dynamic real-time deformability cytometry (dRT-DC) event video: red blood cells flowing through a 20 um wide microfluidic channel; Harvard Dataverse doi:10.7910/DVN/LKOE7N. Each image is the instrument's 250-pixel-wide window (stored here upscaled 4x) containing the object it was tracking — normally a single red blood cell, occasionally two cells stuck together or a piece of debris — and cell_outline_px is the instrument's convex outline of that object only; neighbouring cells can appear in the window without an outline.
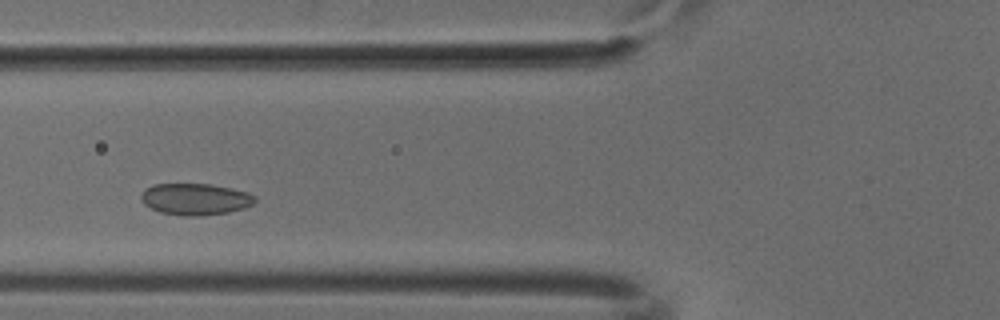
{"species": "common noctule bat (a hibernating species)", "species_latin": "Nyctalus noctula", "temperature_condition": "cold", "stored_images_in_passage": 44, "camera_frame_rate_fps": 3000, "um_per_image_px": 0.085, "animal": {"sex": "male", "body_mass_g": 18.8}, "frame": {"image": 1, "passage_image": 11, "time_ms": 3.333, "image_size_px": [1000, 320], "cell_outline_px": [[256, 200], [252, 204], [244, 208], [228, 212], [196, 216], [184, 216], [160, 212], [144, 204], [140, 200], [140, 196], [144, 188], [152, 184], [212, 184], [232, 188], [248, 192], [256, 196]], "centroid_in_image_um": [16.58, 16.91], "position_along_channel_um": 109.2, "area_um2": 21.1}}
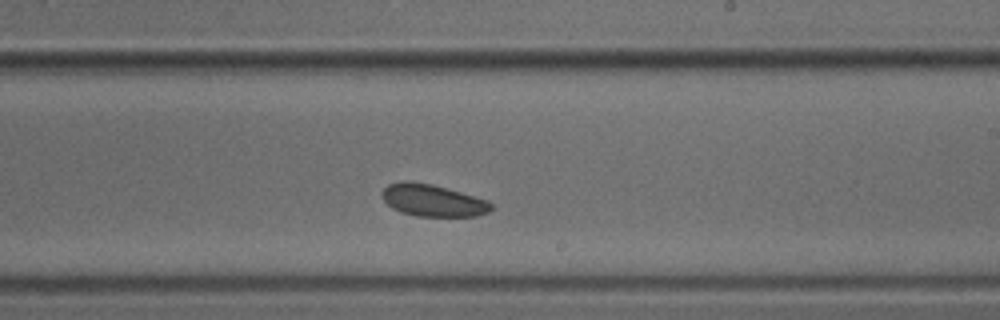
{"frame": {"image": 2, "passage_image": 22, "time_ms": 7.0, "image_size_px": [1000, 320], "cell_outline_px": [[492, 208], [488, 212], [476, 216], [416, 216], [400, 212], [392, 208], [384, 200], [380, 192], [388, 184], [404, 180], [408, 180], [432, 184], [488, 200], [492, 204]], "centroid_in_image_um": [36.75, 17.03], "position_along_channel_um": 252.3, "area_um2": 20.4}}
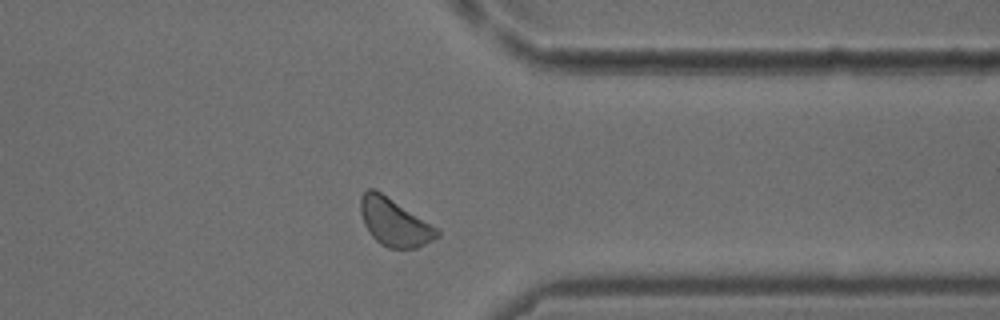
{"frame": {"image": 3, "passage_image": 32, "time_ms": 10.333, "image_size_px": [1000, 320], "cell_outline_px": [[440, 236], [416, 248], [388, 248], [380, 244], [372, 236], [364, 224], [360, 212], [360, 196], [368, 188], [372, 188], [380, 192], [440, 228]], "centroid_in_image_um": [33.54, 18.89], "position_along_channel_um": 377.9, "area_um2": 21.27}}